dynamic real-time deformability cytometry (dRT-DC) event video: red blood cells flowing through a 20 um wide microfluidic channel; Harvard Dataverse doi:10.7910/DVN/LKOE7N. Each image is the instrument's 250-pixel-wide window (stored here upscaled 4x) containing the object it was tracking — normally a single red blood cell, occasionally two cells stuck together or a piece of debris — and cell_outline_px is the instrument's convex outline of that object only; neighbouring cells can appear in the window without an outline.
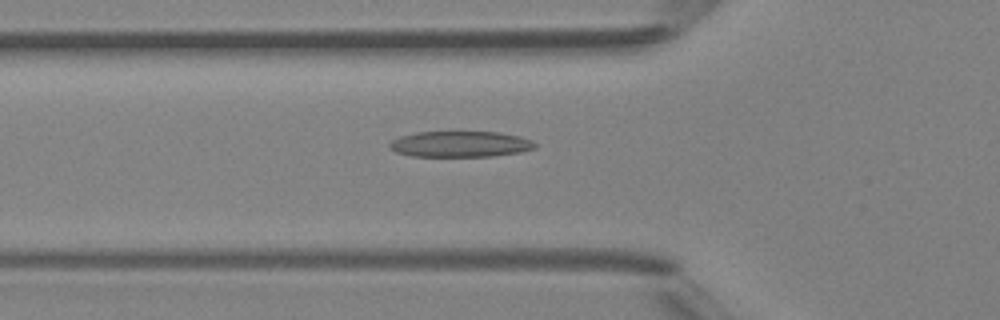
{"species": "Egyptian fruit bat (a non-hibernating species)", "species_latin": "Rousettus aegyptiacus", "temperature_condition": "room temperature", "stored_images_in_passage": 43, "camera_frame_rate_fps": 3000, "um_per_image_px": 0.085, "animal": {"sex": "female"}, "frame": {"image": 1, "passage_image": 13, "time_ms": 4.0, "image_size_px": [1000, 320], "cell_outline_px": [[536, 148], [520, 152], [492, 156], [412, 156], [396, 152], [388, 148], [388, 144], [392, 140], [400, 136], [416, 132], [496, 132], [520, 136], [532, 140], [536, 144]], "centroid_in_image_um": [39.11, 12.25], "position_along_channel_um": 86.7, "area_um2": 21.96}}
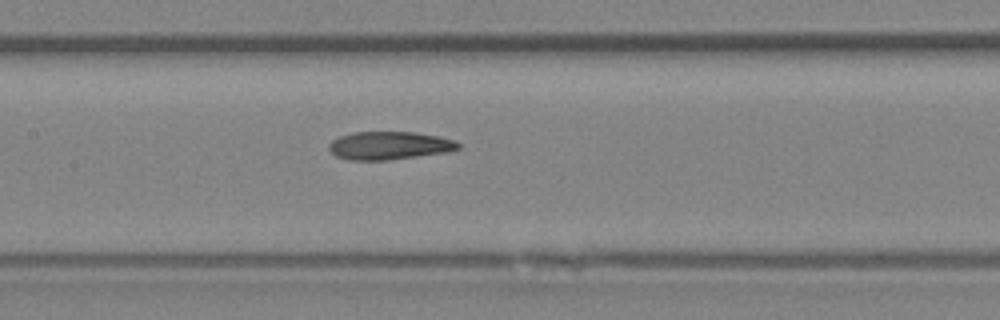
{"frame": {"image": 2, "passage_image": 19, "time_ms": 6.0, "image_size_px": [1000, 320], "cell_outline_px": [[460, 148], [448, 152], [388, 160], [348, 160], [336, 156], [328, 148], [328, 144], [332, 140], [340, 136], [352, 132], [416, 132], [440, 136], [452, 140], [460, 144]], "centroid_in_image_um": [33.08, 12.37], "position_along_channel_um": 174.3, "area_um2": 21.21}}
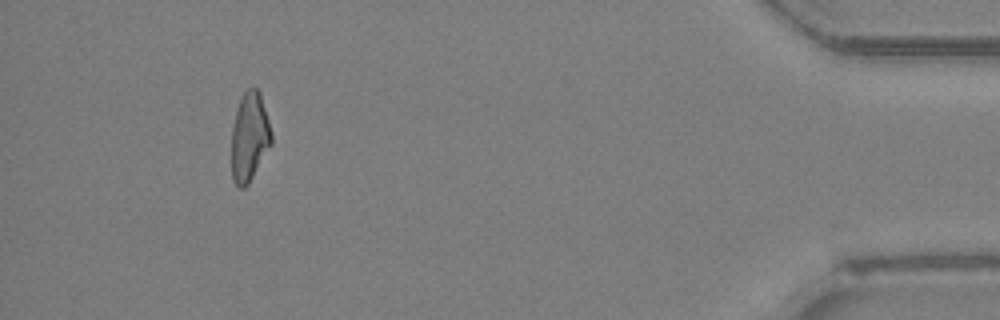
{"frame": {"image": 3, "passage_image": 40, "time_ms": 13.0, "image_size_px": [1000, 320], "cell_outline_px": [[272, 144], [248, 184], [244, 188], [240, 188], [232, 180], [232, 128], [236, 112], [240, 100], [244, 92], [248, 88], [256, 88], [260, 92], [272, 132]], "centroid_in_image_um": [21.22, 11.65], "position_along_channel_um": 414.0, "area_um2": 20.58}, "authors_computed_cell_mechanics": {"area_um2": 21.5594, "velocity_mm_per_s": 4.381, "shape_relaxation_time_tau1_ms": null, "shape_relaxation_time_tau2_ms": 5.4352, "deformation_change_tau1": null, "deformation_change_tau2": 0.159}}